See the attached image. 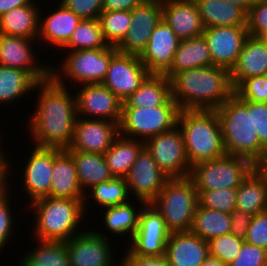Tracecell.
<instances>
[{"label":"cell","mask_w":267,"mask_h":266,"mask_svg":"<svg viewBox=\"0 0 267 266\" xmlns=\"http://www.w3.org/2000/svg\"><path fill=\"white\" fill-rule=\"evenodd\" d=\"M69 152L74 158L78 181L85 195L87 188L90 189L114 178L102 154L83 151Z\"/></svg>","instance_id":"33"},{"label":"cell","mask_w":267,"mask_h":266,"mask_svg":"<svg viewBox=\"0 0 267 266\" xmlns=\"http://www.w3.org/2000/svg\"><path fill=\"white\" fill-rule=\"evenodd\" d=\"M117 52L116 46L68 51L61 68H51V78L63 87H67L65 80L73 81L74 85L102 83Z\"/></svg>","instance_id":"7"},{"label":"cell","mask_w":267,"mask_h":266,"mask_svg":"<svg viewBox=\"0 0 267 266\" xmlns=\"http://www.w3.org/2000/svg\"><path fill=\"white\" fill-rule=\"evenodd\" d=\"M121 266H170L165 255L163 256H141L136 254H125Z\"/></svg>","instance_id":"50"},{"label":"cell","mask_w":267,"mask_h":266,"mask_svg":"<svg viewBox=\"0 0 267 266\" xmlns=\"http://www.w3.org/2000/svg\"><path fill=\"white\" fill-rule=\"evenodd\" d=\"M227 266H267V250L244 242L236 259Z\"/></svg>","instance_id":"45"},{"label":"cell","mask_w":267,"mask_h":266,"mask_svg":"<svg viewBox=\"0 0 267 266\" xmlns=\"http://www.w3.org/2000/svg\"><path fill=\"white\" fill-rule=\"evenodd\" d=\"M145 149L168 178H185L191 166L186 154L184 138L176 125L171 130L147 139Z\"/></svg>","instance_id":"10"},{"label":"cell","mask_w":267,"mask_h":266,"mask_svg":"<svg viewBox=\"0 0 267 266\" xmlns=\"http://www.w3.org/2000/svg\"><path fill=\"white\" fill-rule=\"evenodd\" d=\"M99 19H81L71 38L62 48L68 51L107 48Z\"/></svg>","instance_id":"38"},{"label":"cell","mask_w":267,"mask_h":266,"mask_svg":"<svg viewBox=\"0 0 267 266\" xmlns=\"http://www.w3.org/2000/svg\"><path fill=\"white\" fill-rule=\"evenodd\" d=\"M119 135V124L77 116L73 139L68 151L104 154Z\"/></svg>","instance_id":"18"},{"label":"cell","mask_w":267,"mask_h":266,"mask_svg":"<svg viewBox=\"0 0 267 266\" xmlns=\"http://www.w3.org/2000/svg\"><path fill=\"white\" fill-rule=\"evenodd\" d=\"M237 188H223L211 191H198L199 205L231 214L236 209Z\"/></svg>","instance_id":"41"},{"label":"cell","mask_w":267,"mask_h":266,"mask_svg":"<svg viewBox=\"0 0 267 266\" xmlns=\"http://www.w3.org/2000/svg\"><path fill=\"white\" fill-rule=\"evenodd\" d=\"M212 65L231 71L249 37L247 26H216L204 28Z\"/></svg>","instance_id":"16"},{"label":"cell","mask_w":267,"mask_h":266,"mask_svg":"<svg viewBox=\"0 0 267 266\" xmlns=\"http://www.w3.org/2000/svg\"><path fill=\"white\" fill-rule=\"evenodd\" d=\"M150 74L139 56L117 52L102 84L124 102Z\"/></svg>","instance_id":"13"},{"label":"cell","mask_w":267,"mask_h":266,"mask_svg":"<svg viewBox=\"0 0 267 266\" xmlns=\"http://www.w3.org/2000/svg\"><path fill=\"white\" fill-rule=\"evenodd\" d=\"M99 22L105 41L109 46H117L131 26V11H103Z\"/></svg>","instance_id":"40"},{"label":"cell","mask_w":267,"mask_h":266,"mask_svg":"<svg viewBox=\"0 0 267 266\" xmlns=\"http://www.w3.org/2000/svg\"><path fill=\"white\" fill-rule=\"evenodd\" d=\"M177 126L191 167L227 154L216 110H179Z\"/></svg>","instance_id":"3"},{"label":"cell","mask_w":267,"mask_h":266,"mask_svg":"<svg viewBox=\"0 0 267 266\" xmlns=\"http://www.w3.org/2000/svg\"><path fill=\"white\" fill-rule=\"evenodd\" d=\"M91 198L103 209L106 207L125 204L131 201L125 178L114 177L107 182L99 183L90 188ZM130 198V199H129Z\"/></svg>","instance_id":"39"},{"label":"cell","mask_w":267,"mask_h":266,"mask_svg":"<svg viewBox=\"0 0 267 266\" xmlns=\"http://www.w3.org/2000/svg\"><path fill=\"white\" fill-rule=\"evenodd\" d=\"M81 19H99L103 12V0H60Z\"/></svg>","instance_id":"47"},{"label":"cell","mask_w":267,"mask_h":266,"mask_svg":"<svg viewBox=\"0 0 267 266\" xmlns=\"http://www.w3.org/2000/svg\"><path fill=\"white\" fill-rule=\"evenodd\" d=\"M36 240L66 242L84 221V200L42 197L30 202ZM79 225V226H78ZM78 231V232H77Z\"/></svg>","instance_id":"5"},{"label":"cell","mask_w":267,"mask_h":266,"mask_svg":"<svg viewBox=\"0 0 267 266\" xmlns=\"http://www.w3.org/2000/svg\"><path fill=\"white\" fill-rule=\"evenodd\" d=\"M253 129L257 132L260 143L267 144V103L253 102Z\"/></svg>","instance_id":"49"},{"label":"cell","mask_w":267,"mask_h":266,"mask_svg":"<svg viewBox=\"0 0 267 266\" xmlns=\"http://www.w3.org/2000/svg\"><path fill=\"white\" fill-rule=\"evenodd\" d=\"M204 28L247 26V13L239 6L223 0H194Z\"/></svg>","instance_id":"29"},{"label":"cell","mask_w":267,"mask_h":266,"mask_svg":"<svg viewBox=\"0 0 267 266\" xmlns=\"http://www.w3.org/2000/svg\"><path fill=\"white\" fill-rule=\"evenodd\" d=\"M254 170L267 178V144L263 146L261 155L253 163Z\"/></svg>","instance_id":"54"},{"label":"cell","mask_w":267,"mask_h":266,"mask_svg":"<svg viewBox=\"0 0 267 266\" xmlns=\"http://www.w3.org/2000/svg\"><path fill=\"white\" fill-rule=\"evenodd\" d=\"M75 100L77 116L120 123L123 101L102 83L81 85Z\"/></svg>","instance_id":"14"},{"label":"cell","mask_w":267,"mask_h":266,"mask_svg":"<svg viewBox=\"0 0 267 266\" xmlns=\"http://www.w3.org/2000/svg\"><path fill=\"white\" fill-rule=\"evenodd\" d=\"M162 20V0H145L131 10V26L116 46L118 52L140 56Z\"/></svg>","instance_id":"12"},{"label":"cell","mask_w":267,"mask_h":266,"mask_svg":"<svg viewBox=\"0 0 267 266\" xmlns=\"http://www.w3.org/2000/svg\"><path fill=\"white\" fill-rule=\"evenodd\" d=\"M162 19L180 40L192 39L204 32L194 0H162Z\"/></svg>","instance_id":"23"},{"label":"cell","mask_w":267,"mask_h":266,"mask_svg":"<svg viewBox=\"0 0 267 266\" xmlns=\"http://www.w3.org/2000/svg\"><path fill=\"white\" fill-rule=\"evenodd\" d=\"M208 256L206 240L191 231L171 232L165 249L170 266H200Z\"/></svg>","instance_id":"24"},{"label":"cell","mask_w":267,"mask_h":266,"mask_svg":"<svg viewBox=\"0 0 267 266\" xmlns=\"http://www.w3.org/2000/svg\"><path fill=\"white\" fill-rule=\"evenodd\" d=\"M144 148V141L119 134L111 147L103 154L112 175L125 178Z\"/></svg>","instance_id":"31"},{"label":"cell","mask_w":267,"mask_h":266,"mask_svg":"<svg viewBox=\"0 0 267 266\" xmlns=\"http://www.w3.org/2000/svg\"><path fill=\"white\" fill-rule=\"evenodd\" d=\"M180 41L162 19L151 34L146 49L139 56L141 62L151 74H164L172 65Z\"/></svg>","instance_id":"21"},{"label":"cell","mask_w":267,"mask_h":266,"mask_svg":"<svg viewBox=\"0 0 267 266\" xmlns=\"http://www.w3.org/2000/svg\"><path fill=\"white\" fill-rule=\"evenodd\" d=\"M200 266H226L220 259L208 256Z\"/></svg>","instance_id":"57"},{"label":"cell","mask_w":267,"mask_h":266,"mask_svg":"<svg viewBox=\"0 0 267 266\" xmlns=\"http://www.w3.org/2000/svg\"><path fill=\"white\" fill-rule=\"evenodd\" d=\"M170 234L162 215L151 204H146L140 213L137 231L129 240L130 247L125 254L163 256Z\"/></svg>","instance_id":"11"},{"label":"cell","mask_w":267,"mask_h":266,"mask_svg":"<svg viewBox=\"0 0 267 266\" xmlns=\"http://www.w3.org/2000/svg\"><path fill=\"white\" fill-rule=\"evenodd\" d=\"M38 83L29 72L0 65V105L34 92Z\"/></svg>","instance_id":"35"},{"label":"cell","mask_w":267,"mask_h":266,"mask_svg":"<svg viewBox=\"0 0 267 266\" xmlns=\"http://www.w3.org/2000/svg\"><path fill=\"white\" fill-rule=\"evenodd\" d=\"M1 144V143H0ZM6 153H3L1 147H0V198L5 196L9 190V187L7 186V179L9 174L10 163L8 162L6 156L4 155Z\"/></svg>","instance_id":"53"},{"label":"cell","mask_w":267,"mask_h":266,"mask_svg":"<svg viewBox=\"0 0 267 266\" xmlns=\"http://www.w3.org/2000/svg\"><path fill=\"white\" fill-rule=\"evenodd\" d=\"M253 169L249 159L226 154L193 165L189 177L197 191L237 188Z\"/></svg>","instance_id":"8"},{"label":"cell","mask_w":267,"mask_h":266,"mask_svg":"<svg viewBox=\"0 0 267 266\" xmlns=\"http://www.w3.org/2000/svg\"><path fill=\"white\" fill-rule=\"evenodd\" d=\"M244 242L232 233L209 239V255L220 259L227 266L236 259Z\"/></svg>","instance_id":"42"},{"label":"cell","mask_w":267,"mask_h":266,"mask_svg":"<svg viewBox=\"0 0 267 266\" xmlns=\"http://www.w3.org/2000/svg\"><path fill=\"white\" fill-rule=\"evenodd\" d=\"M234 94L241 100L267 103V75L243 79L234 88Z\"/></svg>","instance_id":"43"},{"label":"cell","mask_w":267,"mask_h":266,"mask_svg":"<svg viewBox=\"0 0 267 266\" xmlns=\"http://www.w3.org/2000/svg\"><path fill=\"white\" fill-rule=\"evenodd\" d=\"M162 104H177L172 99L171 80L164 74H150L123 102L122 107H155Z\"/></svg>","instance_id":"27"},{"label":"cell","mask_w":267,"mask_h":266,"mask_svg":"<svg viewBox=\"0 0 267 266\" xmlns=\"http://www.w3.org/2000/svg\"><path fill=\"white\" fill-rule=\"evenodd\" d=\"M32 1L33 0H0V16L14 8L28 5Z\"/></svg>","instance_id":"55"},{"label":"cell","mask_w":267,"mask_h":266,"mask_svg":"<svg viewBox=\"0 0 267 266\" xmlns=\"http://www.w3.org/2000/svg\"><path fill=\"white\" fill-rule=\"evenodd\" d=\"M130 196L150 204L169 179L144 148L125 177ZM132 193V194H131Z\"/></svg>","instance_id":"17"},{"label":"cell","mask_w":267,"mask_h":266,"mask_svg":"<svg viewBox=\"0 0 267 266\" xmlns=\"http://www.w3.org/2000/svg\"><path fill=\"white\" fill-rule=\"evenodd\" d=\"M145 0H103V11H131Z\"/></svg>","instance_id":"52"},{"label":"cell","mask_w":267,"mask_h":266,"mask_svg":"<svg viewBox=\"0 0 267 266\" xmlns=\"http://www.w3.org/2000/svg\"><path fill=\"white\" fill-rule=\"evenodd\" d=\"M230 224L229 213L203 208L198 204L190 231L208 241L230 233Z\"/></svg>","instance_id":"36"},{"label":"cell","mask_w":267,"mask_h":266,"mask_svg":"<svg viewBox=\"0 0 267 266\" xmlns=\"http://www.w3.org/2000/svg\"><path fill=\"white\" fill-rule=\"evenodd\" d=\"M9 193L0 198V250L8 243L13 232V216L10 209ZM11 212V213H10Z\"/></svg>","instance_id":"48"},{"label":"cell","mask_w":267,"mask_h":266,"mask_svg":"<svg viewBox=\"0 0 267 266\" xmlns=\"http://www.w3.org/2000/svg\"><path fill=\"white\" fill-rule=\"evenodd\" d=\"M35 90L39 100L28 125L34 146L68 149L77 118L75 95L52 78L39 82Z\"/></svg>","instance_id":"1"},{"label":"cell","mask_w":267,"mask_h":266,"mask_svg":"<svg viewBox=\"0 0 267 266\" xmlns=\"http://www.w3.org/2000/svg\"><path fill=\"white\" fill-rule=\"evenodd\" d=\"M177 104L155 107H122L119 134L141 141L171 130L177 125Z\"/></svg>","instance_id":"9"},{"label":"cell","mask_w":267,"mask_h":266,"mask_svg":"<svg viewBox=\"0 0 267 266\" xmlns=\"http://www.w3.org/2000/svg\"><path fill=\"white\" fill-rule=\"evenodd\" d=\"M260 38L266 43L267 45V31L260 36Z\"/></svg>","instance_id":"58"},{"label":"cell","mask_w":267,"mask_h":266,"mask_svg":"<svg viewBox=\"0 0 267 266\" xmlns=\"http://www.w3.org/2000/svg\"><path fill=\"white\" fill-rule=\"evenodd\" d=\"M249 36L260 37L267 31V0L253 1L247 13Z\"/></svg>","instance_id":"44"},{"label":"cell","mask_w":267,"mask_h":266,"mask_svg":"<svg viewBox=\"0 0 267 266\" xmlns=\"http://www.w3.org/2000/svg\"><path fill=\"white\" fill-rule=\"evenodd\" d=\"M223 1L230 2L232 4L241 7L246 13L249 12L250 7L253 4L252 0H223Z\"/></svg>","instance_id":"56"},{"label":"cell","mask_w":267,"mask_h":266,"mask_svg":"<svg viewBox=\"0 0 267 266\" xmlns=\"http://www.w3.org/2000/svg\"><path fill=\"white\" fill-rule=\"evenodd\" d=\"M236 209L254 216L267 210V178L254 169L237 187Z\"/></svg>","instance_id":"32"},{"label":"cell","mask_w":267,"mask_h":266,"mask_svg":"<svg viewBox=\"0 0 267 266\" xmlns=\"http://www.w3.org/2000/svg\"><path fill=\"white\" fill-rule=\"evenodd\" d=\"M170 80L179 110H216L234 94L230 71L220 66L183 70Z\"/></svg>","instance_id":"2"},{"label":"cell","mask_w":267,"mask_h":266,"mask_svg":"<svg viewBox=\"0 0 267 266\" xmlns=\"http://www.w3.org/2000/svg\"><path fill=\"white\" fill-rule=\"evenodd\" d=\"M262 75H267V45L260 37L249 36L230 71L232 86L235 88L245 78Z\"/></svg>","instance_id":"26"},{"label":"cell","mask_w":267,"mask_h":266,"mask_svg":"<svg viewBox=\"0 0 267 266\" xmlns=\"http://www.w3.org/2000/svg\"><path fill=\"white\" fill-rule=\"evenodd\" d=\"M37 241L38 246L26 252L19 266H70L66 242Z\"/></svg>","instance_id":"37"},{"label":"cell","mask_w":267,"mask_h":266,"mask_svg":"<svg viewBox=\"0 0 267 266\" xmlns=\"http://www.w3.org/2000/svg\"><path fill=\"white\" fill-rule=\"evenodd\" d=\"M230 233L238 238L245 239L252 215L247 212L234 209L231 214Z\"/></svg>","instance_id":"51"},{"label":"cell","mask_w":267,"mask_h":266,"mask_svg":"<svg viewBox=\"0 0 267 266\" xmlns=\"http://www.w3.org/2000/svg\"><path fill=\"white\" fill-rule=\"evenodd\" d=\"M40 8L36 1L14 8L0 16V34L38 39Z\"/></svg>","instance_id":"30"},{"label":"cell","mask_w":267,"mask_h":266,"mask_svg":"<svg viewBox=\"0 0 267 266\" xmlns=\"http://www.w3.org/2000/svg\"><path fill=\"white\" fill-rule=\"evenodd\" d=\"M244 241L267 250V210L252 216Z\"/></svg>","instance_id":"46"},{"label":"cell","mask_w":267,"mask_h":266,"mask_svg":"<svg viewBox=\"0 0 267 266\" xmlns=\"http://www.w3.org/2000/svg\"><path fill=\"white\" fill-rule=\"evenodd\" d=\"M23 172V188L30 202L50 195L54 148L34 146Z\"/></svg>","instance_id":"20"},{"label":"cell","mask_w":267,"mask_h":266,"mask_svg":"<svg viewBox=\"0 0 267 266\" xmlns=\"http://www.w3.org/2000/svg\"><path fill=\"white\" fill-rule=\"evenodd\" d=\"M216 112L226 153L254 163L261 155L263 145L253 129V102L241 100L233 94Z\"/></svg>","instance_id":"4"},{"label":"cell","mask_w":267,"mask_h":266,"mask_svg":"<svg viewBox=\"0 0 267 266\" xmlns=\"http://www.w3.org/2000/svg\"><path fill=\"white\" fill-rule=\"evenodd\" d=\"M49 197L84 200L86 213L87 197L78 181L74 158L67 149L54 148V167Z\"/></svg>","instance_id":"22"},{"label":"cell","mask_w":267,"mask_h":266,"mask_svg":"<svg viewBox=\"0 0 267 266\" xmlns=\"http://www.w3.org/2000/svg\"><path fill=\"white\" fill-rule=\"evenodd\" d=\"M210 65H212L210 50L206 39L201 35L180 41L172 65L164 75L171 79L180 71Z\"/></svg>","instance_id":"28"},{"label":"cell","mask_w":267,"mask_h":266,"mask_svg":"<svg viewBox=\"0 0 267 266\" xmlns=\"http://www.w3.org/2000/svg\"><path fill=\"white\" fill-rule=\"evenodd\" d=\"M32 41L35 42L22 36L0 34V65L29 72L38 82L49 80L53 66L38 65Z\"/></svg>","instance_id":"19"},{"label":"cell","mask_w":267,"mask_h":266,"mask_svg":"<svg viewBox=\"0 0 267 266\" xmlns=\"http://www.w3.org/2000/svg\"><path fill=\"white\" fill-rule=\"evenodd\" d=\"M39 16V41L47 42L53 47L63 48L72 32L76 29L81 18L74 12L67 9L61 2L55 12H50L47 17H42L41 11ZM43 18V19H42Z\"/></svg>","instance_id":"25"},{"label":"cell","mask_w":267,"mask_h":266,"mask_svg":"<svg viewBox=\"0 0 267 266\" xmlns=\"http://www.w3.org/2000/svg\"><path fill=\"white\" fill-rule=\"evenodd\" d=\"M140 207L138 209L134 203L127 202L125 204L106 207L104 211V224L109 232L115 236H126L129 234L128 239L131 240L134 233L137 231L139 224V216L143 207L147 204L142 200H138ZM137 209V210H136Z\"/></svg>","instance_id":"34"},{"label":"cell","mask_w":267,"mask_h":266,"mask_svg":"<svg viewBox=\"0 0 267 266\" xmlns=\"http://www.w3.org/2000/svg\"><path fill=\"white\" fill-rule=\"evenodd\" d=\"M98 231H83L66 241L70 266H116L109 238Z\"/></svg>","instance_id":"15"},{"label":"cell","mask_w":267,"mask_h":266,"mask_svg":"<svg viewBox=\"0 0 267 266\" xmlns=\"http://www.w3.org/2000/svg\"><path fill=\"white\" fill-rule=\"evenodd\" d=\"M150 204L162 215L171 232L190 231L199 204L198 191L189 176L169 178Z\"/></svg>","instance_id":"6"}]
</instances>
